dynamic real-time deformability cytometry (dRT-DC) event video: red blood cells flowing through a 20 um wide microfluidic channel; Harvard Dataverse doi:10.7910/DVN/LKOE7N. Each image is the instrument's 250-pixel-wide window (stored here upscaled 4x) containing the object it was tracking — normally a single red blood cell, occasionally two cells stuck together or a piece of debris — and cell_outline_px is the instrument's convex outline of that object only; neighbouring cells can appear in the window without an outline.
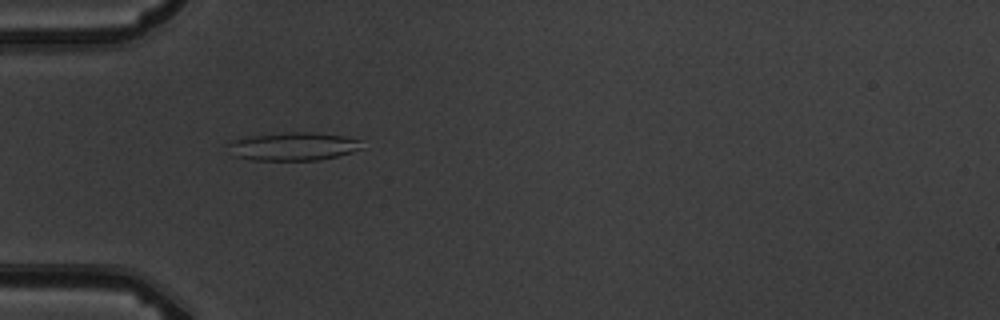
{"species": "common noctule bat (a hibernating species)", "species_latin": "Nyctalus noctula", "temperature_condition": "warm", "stored_images_in_passage": 2, "camera_frame_rate_fps": 3000, "um_per_image_px": 0.085, "animal": {"sex": "male", "body_mass_g": 19.5, "forearm_length_mm": 54.6}, "frame": {"image": 1, "passage_image": 1, "time_ms": 0.0, "image_size_px": [1000, 320], "cell_outline_px": [[364, 148], [352, 152], [336, 156], [316, 160], [252, 160], [232, 156], [224, 144], [232, 140], [252, 136], [284, 132], [312, 132], [344, 136], [360, 140]], "centroid_in_image_um": [24.87, 12.44], "position_along_channel_um": 60.1, "area_um2": 22.2}}